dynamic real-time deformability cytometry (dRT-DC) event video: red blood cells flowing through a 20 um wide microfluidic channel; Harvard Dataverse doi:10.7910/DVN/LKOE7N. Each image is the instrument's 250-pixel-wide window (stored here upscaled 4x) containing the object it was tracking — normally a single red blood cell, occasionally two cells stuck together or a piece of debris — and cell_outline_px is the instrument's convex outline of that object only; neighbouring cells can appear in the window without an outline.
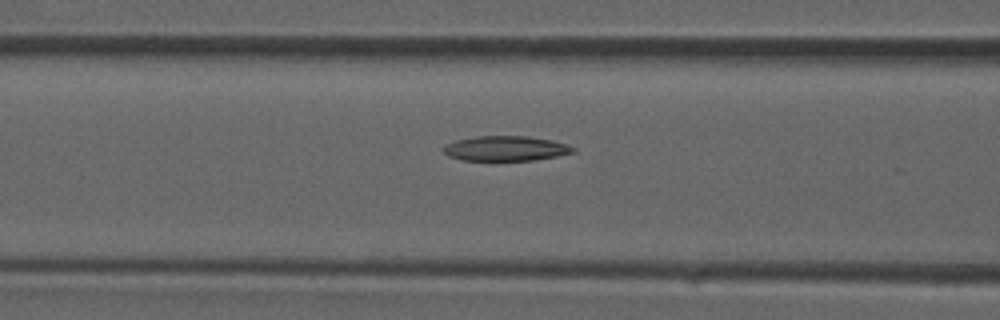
{"species": "common noctule bat (a hibernating species)", "species_latin": "Nyctalus noctula", "temperature_condition": "room temperature", "stored_images_in_passage": 18, "camera_frame_rate_fps": 3000, "um_per_image_px": 0.085, "animal": {"sex": "male", "forearm_length_mm": 52.5}, "frame": {"image": 1, "passage_image": 15, "time_ms": 4.667, "image_size_px": [1000, 320], "cell_outline_px": [[576, 152], [556, 156], [532, 160], [460, 160], [448, 156], [444, 152], [444, 144], [456, 140], [476, 136], [528, 136], [552, 140], [568, 144], [576, 148]], "centroid_in_image_um": [42.99, 12.61], "position_along_channel_um": 123.6, "area_um2": 18.9}}
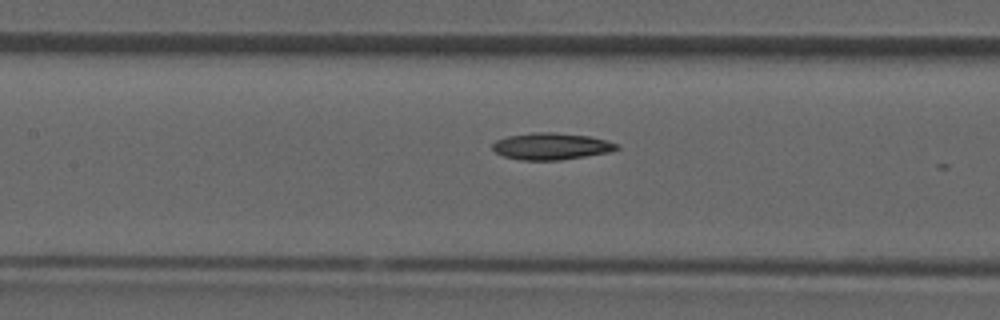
{"frame": {"image": 2, "passage_image": 17, "time_ms": 5.333, "image_size_px": [1000, 320], "cell_outline_px": [[620, 148], [608, 152], [560, 160], [520, 160], [504, 156], [496, 152], [492, 148], [492, 144], [496, 140], [508, 136], [532, 132], [556, 132], [588, 136], [608, 140], [620, 144]], "centroid_in_image_um": [46.87, 12.42], "position_along_channel_um": 160.5, "area_um2": 19.42}}